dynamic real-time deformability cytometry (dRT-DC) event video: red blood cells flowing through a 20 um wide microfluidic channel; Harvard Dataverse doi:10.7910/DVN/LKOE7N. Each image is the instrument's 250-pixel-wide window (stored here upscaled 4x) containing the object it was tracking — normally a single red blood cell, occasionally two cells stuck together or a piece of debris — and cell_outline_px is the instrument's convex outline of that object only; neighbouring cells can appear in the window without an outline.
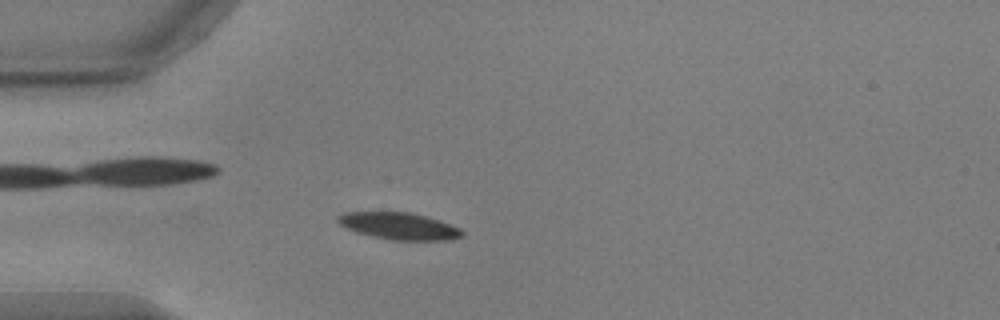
{"species": "common noctule bat (a hibernating species)", "species_latin": "Nyctalus noctula", "temperature_condition": "warm", "stored_images_in_passage": 53, "camera_frame_rate_fps": 3000, "um_per_image_px": 0.085, "animal": {"sex": "male", "body_mass_g": 17.9, "forearm_length_mm": 54.2}, "frame": {"image": 1, "passage_image": 13, "time_ms": 4.0, "image_size_px": [1000, 320], "cell_outline_px": [[464, 232], [460, 236], [448, 240], [392, 240], [372, 236], [356, 232], [340, 224], [336, 220], [336, 216], [344, 212], [408, 212], [440, 220], [460, 228]], "centroid_in_image_um": [33.89, 19.21], "position_along_channel_um": 51.1, "area_um2": 19.36}}
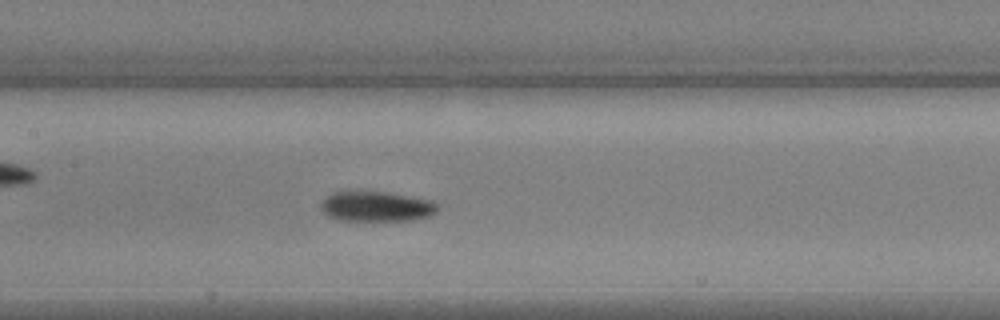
{"frame": {"image": 2, "passage_image": 24, "time_ms": 7.667, "image_size_px": [1000, 320], "cell_outline_px": [[436, 212], [432, 216], [412, 220], [340, 220], [328, 216], [320, 208], [320, 204], [324, 196], [332, 192], [356, 188], [388, 192], [432, 200], [436, 204]], "centroid_in_image_um": [31.92, 17.49], "position_along_channel_um": 175.5, "area_um2": 21.27}}
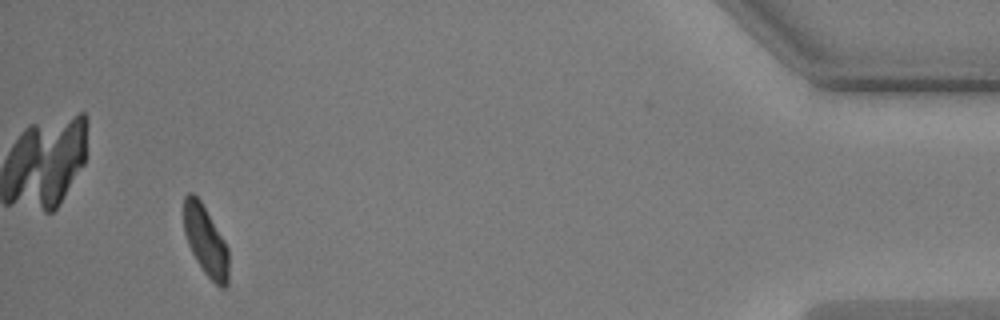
{"frame": {"image": 3, "passage_image": 49, "time_ms": 16.0, "image_size_px": [1000, 320], "cell_outline_px": [[228, 284], [224, 288], [220, 288], [204, 272], [196, 260], [188, 244], [184, 232], [184, 196], [188, 192], [192, 192], [200, 200], [224, 240], [228, 248]], "centroid_in_image_um": [17.48, 20.47], "position_along_channel_um": 417.7, "area_um2": 18.09}, "authors_computed_cell_mechanics": {"area_um2": 19.5364, "velocity_mm_per_s": 3.7196, "shape_relaxation_time_tau1_ms": 2.8588, "shape_relaxation_time_tau2_ms": 3.9679, "deformation_change_tau1": 0.1078, "deformation_change_tau2": 0.0784}}